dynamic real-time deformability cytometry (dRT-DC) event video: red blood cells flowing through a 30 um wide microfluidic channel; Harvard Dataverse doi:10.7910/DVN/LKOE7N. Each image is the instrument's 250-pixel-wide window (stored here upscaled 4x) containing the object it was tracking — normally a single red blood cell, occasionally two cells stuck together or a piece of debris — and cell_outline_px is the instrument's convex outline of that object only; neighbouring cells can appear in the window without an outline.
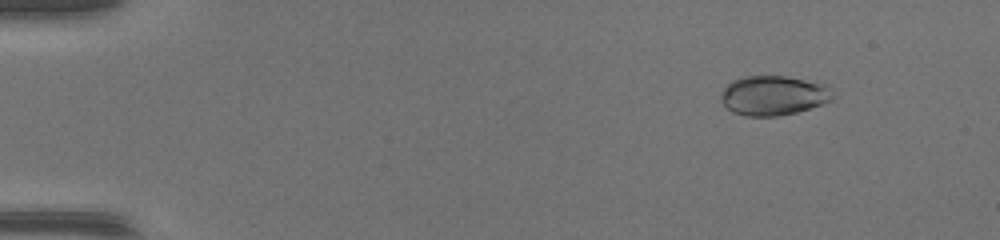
{"species": "common noctule bat (a hibernating species)", "species_latin": "Nyctalus noctula", "temperature_condition": "warm", "stored_images_in_passage": 20, "camera_frame_rate_fps": 3000, "um_per_image_px": 0.085, "animal": {"sex": "female", "body_mass_g": 17.0, "forearm_length_mm": 48.0}, "frame": {"image": 1, "passage_image": 6, "time_ms": 1.667, "image_size_px": [1000, 240], "cell_outline_px": [[832, 100], [796, 112], [780, 116], [744, 116], [732, 112], [720, 100], [720, 96], [724, 88], [732, 80], [744, 76], [784, 76], [828, 84], [832, 96]], "centroid_in_image_um": [65.71, 8.11], "position_along_channel_um": 19.3, "area_um2": 25.72}}
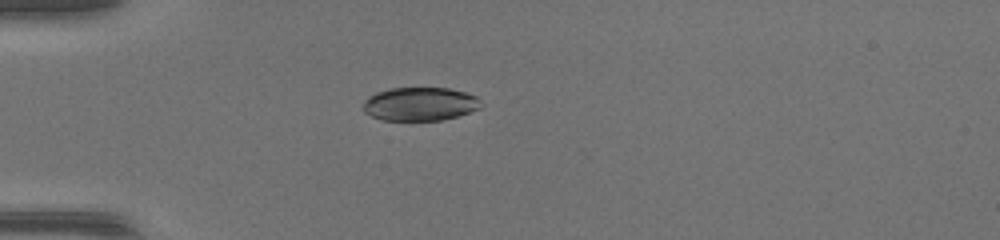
{"frame": {"image": 2, "passage_image": 15, "time_ms": 4.667, "image_size_px": [1000, 240], "cell_outline_px": [[484, 104], [480, 108], [444, 120], [384, 120], [372, 116], [364, 112], [364, 100], [368, 96], [376, 92], [388, 88], [448, 88], [464, 92], [476, 96]], "centroid_in_image_um": [35.7, 8.83], "position_along_channel_um": 49.3, "area_um2": 23.0}}
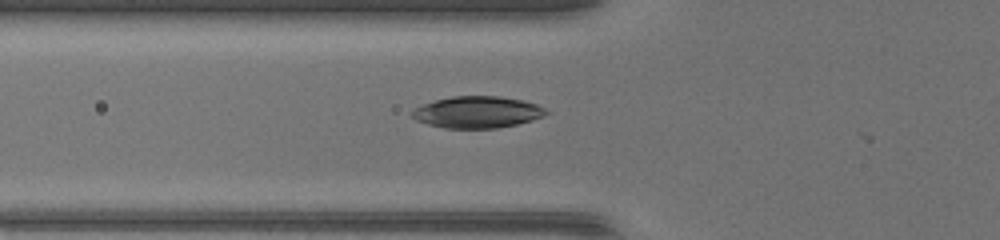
{"frame": {"image": 3, "passage_image": 19, "time_ms": 6.0, "image_size_px": [1000, 240], "cell_outline_px": [[552, 112], [544, 116], [532, 120], [516, 124], [496, 128], [444, 128], [428, 124], [416, 120], [412, 116], [412, 112], [416, 108], [424, 104], [436, 100], [452, 96], [500, 96], [520, 100], [536, 104]], "centroid_in_image_um": [40.6, 9.53], "position_along_channel_um": 85.2, "area_um2": 24.57}}